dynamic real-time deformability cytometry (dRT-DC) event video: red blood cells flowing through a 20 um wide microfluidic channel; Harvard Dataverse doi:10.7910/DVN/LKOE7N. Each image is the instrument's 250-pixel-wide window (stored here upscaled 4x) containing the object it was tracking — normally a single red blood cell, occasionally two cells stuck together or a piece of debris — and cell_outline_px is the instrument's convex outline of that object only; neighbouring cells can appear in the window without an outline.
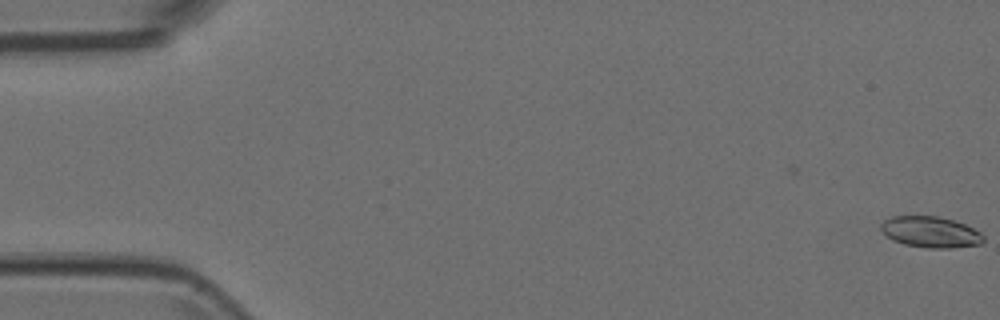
{"species": "Egyptian fruit bat (a non-hibernating species)", "species_latin": "Rousettus aegyptiacus", "temperature_condition": "room temperature", "stored_images_in_passage": 55, "camera_frame_rate_fps": 3000, "um_per_image_px": 0.085, "animal": {"sex": "female"}, "frame": {"image": 1, "passage_image": 1, "time_ms": 0.0, "image_size_px": [1000, 320], "cell_outline_px": [[984, 240], [980, 244], [952, 248], [928, 248], [904, 244], [888, 236], [880, 228], [880, 224], [884, 220], [892, 216], [936, 216], [952, 220], [964, 224], [980, 232], [984, 236]], "centroid_in_image_um": [79.11, 19.72], "position_along_channel_um": 5.9, "area_um2": 18.32}}
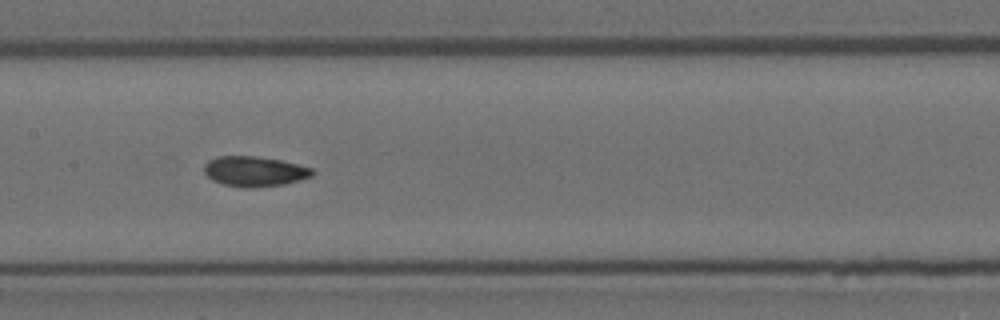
{"frame": {"image": 2, "passage_image": 27, "time_ms": 8.667, "image_size_px": [1000, 320], "cell_outline_px": [[316, 172], [312, 176], [300, 180], [284, 184], [252, 188], [244, 188], [224, 184], [212, 180], [204, 172], [204, 164], [208, 160], [216, 156], [256, 156], [280, 160], [312, 168]], "centroid_in_image_um": [21.63, 14.57], "position_along_channel_um": 185.8, "area_um2": 19.07}}
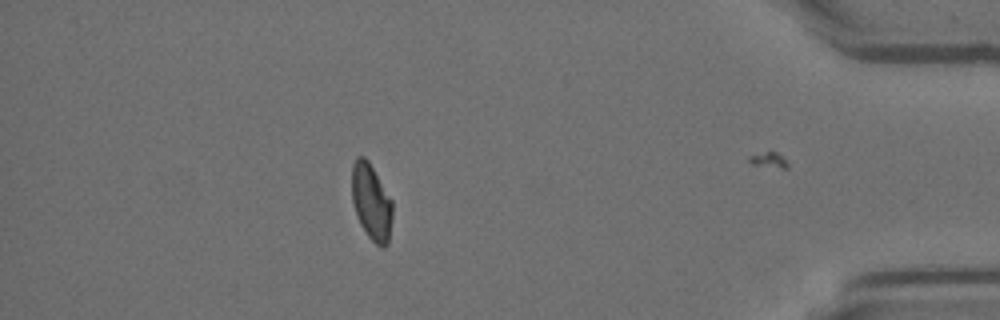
{"frame": {"image": 3, "passage_image": 48, "time_ms": 15.667, "image_size_px": [1000, 320], "cell_outline_px": [[392, 216], [388, 244], [384, 248], [380, 248], [368, 236], [360, 224], [352, 200], [352, 164], [356, 156], [364, 156], [368, 160], [392, 200]], "centroid_in_image_um": [31.56, 17.17], "position_along_channel_um": 403.6, "area_um2": 18.03}}